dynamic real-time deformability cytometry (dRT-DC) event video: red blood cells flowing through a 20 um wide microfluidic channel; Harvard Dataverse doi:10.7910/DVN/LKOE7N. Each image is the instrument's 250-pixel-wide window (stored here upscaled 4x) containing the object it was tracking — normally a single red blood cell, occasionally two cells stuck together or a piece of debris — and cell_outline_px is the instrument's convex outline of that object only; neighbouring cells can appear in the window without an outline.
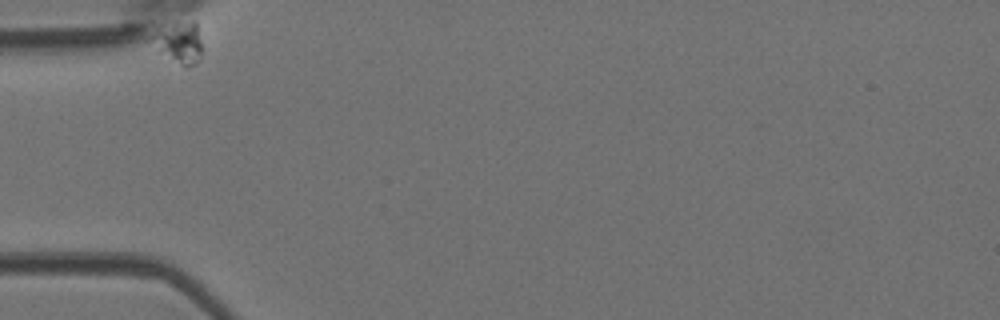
{"species": "Egyptian fruit bat (a non-hibernating species)", "species_latin": "Rousettus aegyptiacus", "temperature_condition": "room temperature", "stored_images_in_passage": 2, "camera_frame_rate_fps": 3000, "um_per_image_px": 0.085, "animal": {"sex": "female"}, "frame": {"image": 1, "passage_image": 1, "time_ms": 0.0, "image_size_px": [1000, 320], "cell_outline_px": [[200, 60], [196, 64], [188, 68], [184, 68], [160, 52], [148, 40], [156, 32], [176, 24], [192, 20], [196, 24], [200, 40]], "centroid_in_image_um": [15.24, 3.69], "position_along_channel_um": 69.8, "area_um2": 11.73}}